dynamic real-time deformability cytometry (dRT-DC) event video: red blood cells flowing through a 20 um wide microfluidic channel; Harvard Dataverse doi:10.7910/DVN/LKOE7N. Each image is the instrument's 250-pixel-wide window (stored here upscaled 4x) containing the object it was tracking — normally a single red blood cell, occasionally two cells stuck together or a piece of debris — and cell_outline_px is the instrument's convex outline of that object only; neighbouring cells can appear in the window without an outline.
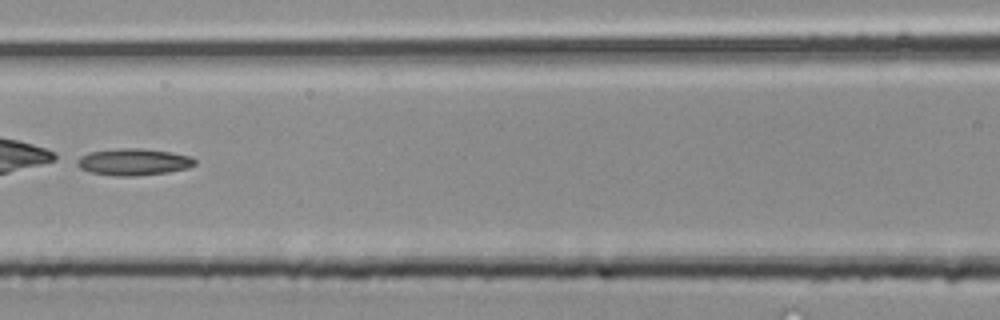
{"species": "common noctule bat (a hibernating species)", "species_latin": "Nyctalus noctula", "temperature_condition": "room temperature", "stored_images_in_passage": 40, "camera_frame_rate_fps": 3000, "um_per_image_px": 0.085, "animal": {"sex": "male", "body_mass_g": 20.4}, "frame": {"image": 1, "passage_image": 19, "time_ms": 6.0, "image_size_px": [1000, 320], "cell_outline_px": [[196, 164], [188, 168], [168, 172], [136, 176], [116, 176], [88, 172], [80, 168], [72, 160], [88, 152], [120, 148], [140, 148], [168, 152], [192, 156], [196, 160]], "centroid_in_image_um": [11.3, 13.77], "position_along_channel_um": 155.3, "area_um2": 18.61}}
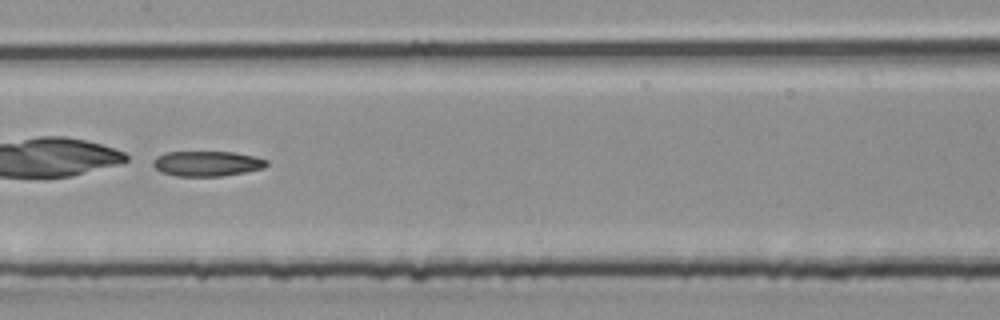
{"frame": {"image": 2, "passage_image": 21, "time_ms": 6.667, "image_size_px": [1000, 320], "cell_outline_px": [[268, 164], [264, 168], [244, 172], [220, 176], [176, 176], [160, 172], [152, 164], [152, 160], [156, 156], [164, 152], [232, 152], [256, 156], [268, 160]], "centroid_in_image_um": [17.58, 13.9], "position_along_channel_um": 189.8, "area_um2": 16.76}}
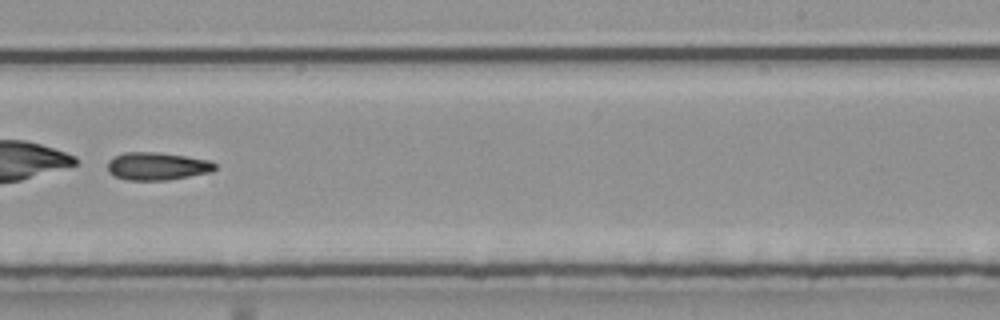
{"frame": {"image": 3, "passage_image": 26, "time_ms": 8.333, "image_size_px": [1000, 320], "cell_outline_px": [[216, 168], [212, 172], [164, 180], [128, 180], [112, 176], [108, 172], [108, 160], [124, 152], [160, 152], [208, 160], [216, 164]], "centroid_in_image_um": [13.32, 14.12], "position_along_channel_um": 275.7, "area_um2": 17.34}}